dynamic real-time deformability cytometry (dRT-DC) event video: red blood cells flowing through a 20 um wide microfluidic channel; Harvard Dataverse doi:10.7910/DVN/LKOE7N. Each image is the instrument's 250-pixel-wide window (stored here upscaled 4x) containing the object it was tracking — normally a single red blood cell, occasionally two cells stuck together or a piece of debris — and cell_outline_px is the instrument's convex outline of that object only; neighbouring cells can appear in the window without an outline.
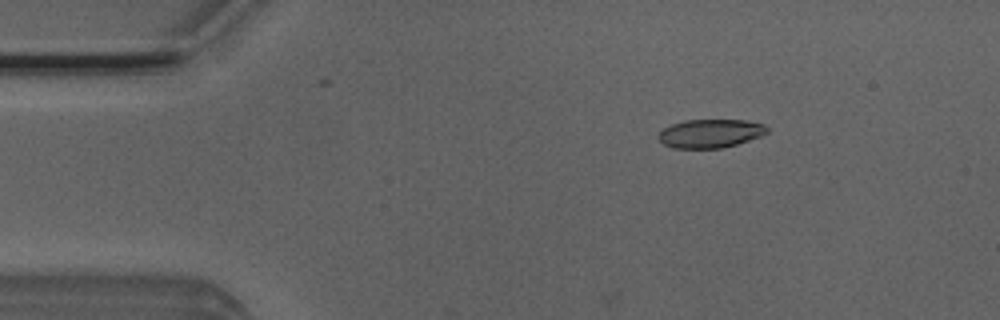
{"species": "Egyptian fruit bat (a non-hibernating species)", "species_latin": "Rousettus aegyptiacus", "temperature_condition": "room temperature", "stored_images_in_passage": 5, "camera_frame_rate_fps": 3000, "um_per_image_px": 0.085, "animal": {"sex": "male"}, "frame": {"image": 1, "passage_image": 3, "time_ms": 0.667, "image_size_px": [1000, 320], "cell_outline_px": [[768, 132], [760, 136], [736, 144], [720, 148], [672, 148], [664, 144], [656, 136], [664, 128], [672, 124], [684, 120], [744, 120], [764, 124], [768, 128]], "centroid_in_image_um": [60.36, 11.34], "position_along_channel_um": 24.6, "area_um2": 17.98}}
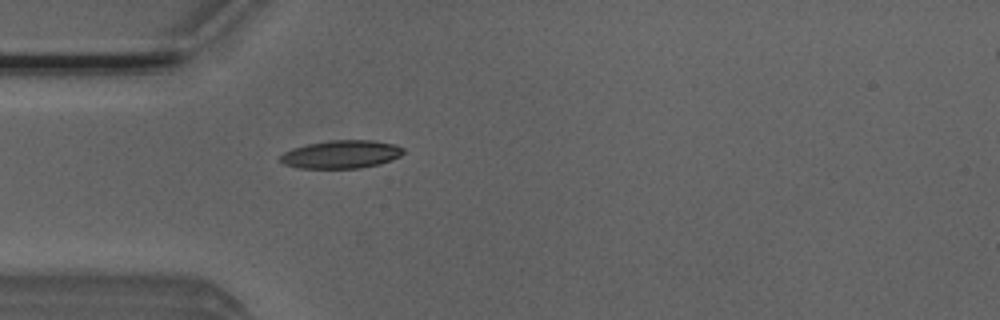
{"frame": {"image": 2, "passage_image": 5, "time_ms": 1.333, "image_size_px": [1000, 320], "cell_outline_px": [[404, 152], [400, 156], [392, 160], [380, 164], [360, 168], [300, 168], [284, 164], [280, 160], [280, 156], [284, 152], [292, 148], [308, 144], [328, 140], [372, 140], [396, 144], [404, 148]], "centroid_in_image_um": [29.04, 13.11], "position_along_channel_um": 56.0, "area_um2": 20.23}}